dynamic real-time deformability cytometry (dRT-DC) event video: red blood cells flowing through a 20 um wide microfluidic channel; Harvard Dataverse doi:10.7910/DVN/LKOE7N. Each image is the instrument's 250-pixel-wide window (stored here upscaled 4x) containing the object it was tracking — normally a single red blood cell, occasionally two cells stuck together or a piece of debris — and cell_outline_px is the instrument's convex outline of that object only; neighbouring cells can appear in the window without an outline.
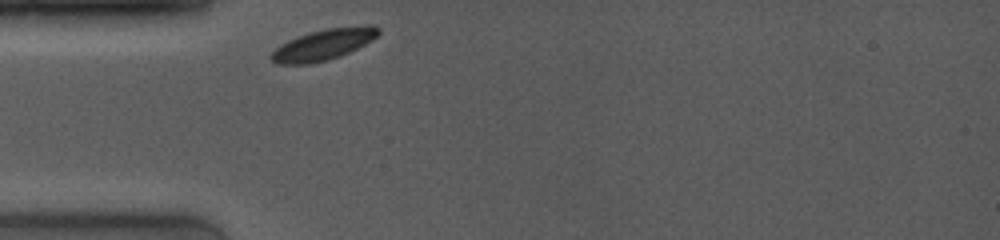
{"species": "common noctule bat (a hibernating species)", "species_latin": "Nyctalus noctula", "temperature_condition": "room temperature", "stored_images_in_passage": 23, "camera_frame_rate_fps": 4000, "um_per_image_px": 0.085, "animal": {"sex": "female", "body_mass_g": 19.0, "forearm_length_mm": 53.3}, "frame": {"image": 1, "passage_image": 1, "time_ms": 0.0, "image_size_px": [1000, 240], "cell_outline_px": [[380, 32], [372, 40], [348, 52], [324, 60], [308, 64], [276, 64], [268, 56], [280, 44], [288, 40], [308, 32], [328, 28], [368, 24], [372, 24], [380, 28]], "centroid_in_image_um": [27.48, 3.76], "position_along_channel_um": 57.5, "area_um2": 19.19}}
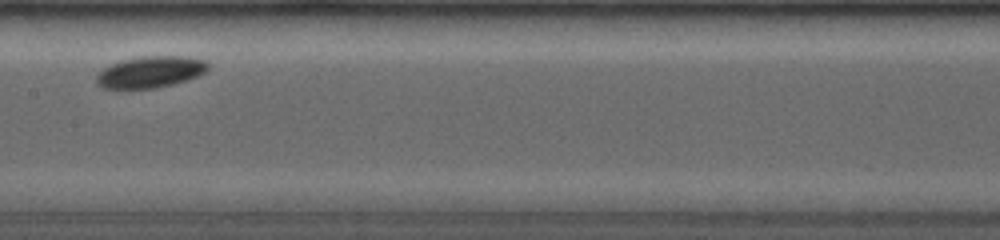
{"frame": {"image": 2, "passage_image": 9, "time_ms": 3.75, "image_size_px": [1000, 240], "cell_outline_px": [[212, 64], [204, 72], [188, 80], [156, 88], [104, 88], [96, 84], [96, 76], [104, 68], [112, 64], [124, 60], [140, 56], [188, 56], [208, 60]], "centroid_in_image_um": [12.85, 6.1], "position_along_channel_um": 194.6, "area_um2": 20.52}}
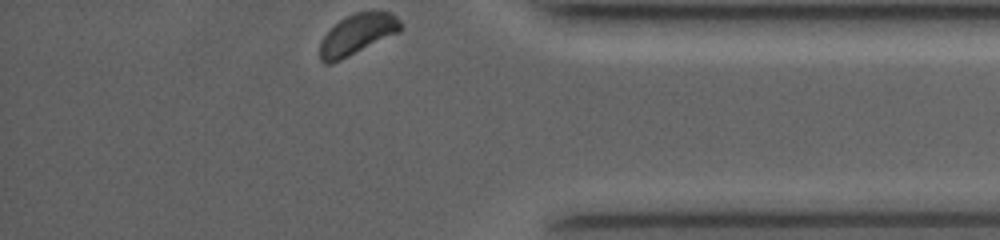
{"frame": {"image": 3, "passage_image": 23, "time_ms": 9.5, "image_size_px": [1000, 240], "cell_outline_px": [[404, 28], [400, 32], [332, 64], [324, 64], [320, 60], [320, 44], [324, 36], [344, 16], [356, 12], [392, 12], [404, 24]], "centroid_in_image_um": [30.41, 2.92], "position_along_channel_um": 404.8, "area_um2": 19.13}, "authors_computed_cell_mechanics": {"area_um2": 19.7098, "velocity_mm_per_s": 3.7865, "shape_relaxation_time_tau1_ms": 1.0136, "shape_relaxation_time_tau2_ms": null, "deformation_change_tau1": 0.0557, "deformation_change_tau2": null}}